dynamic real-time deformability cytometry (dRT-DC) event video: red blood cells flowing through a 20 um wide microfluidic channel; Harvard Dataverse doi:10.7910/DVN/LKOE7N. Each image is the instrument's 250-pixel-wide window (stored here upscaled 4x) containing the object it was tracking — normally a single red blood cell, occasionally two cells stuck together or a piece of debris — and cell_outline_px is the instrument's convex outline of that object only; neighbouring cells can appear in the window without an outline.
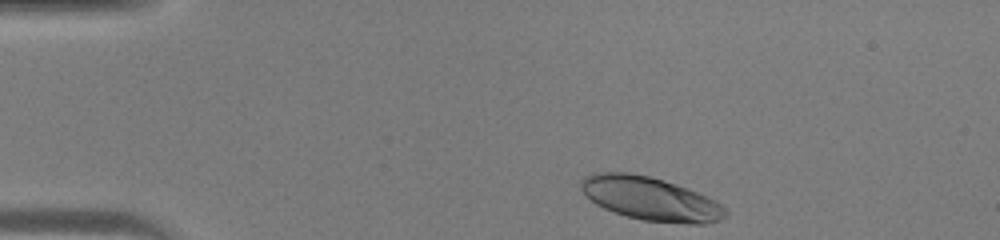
{"species": "human", "species_latin": "Homo sapiens", "temperature_condition": "warm", "stored_images_in_passage": 33, "camera_frame_rate_fps": 3000, "um_per_image_px": 0.085, "donor": {"sex": "male"}, "frame": {"image": 1, "passage_image": 1, "time_ms": 0.0, "image_size_px": [1000, 240], "cell_outline_px": [[728, 216], [720, 220], [704, 224], [688, 224], [640, 220], [604, 208], [596, 204], [580, 188], [580, 180], [584, 176], [592, 172], [632, 172], [652, 176], [688, 188], [708, 196], [716, 200], [728, 212]], "centroid_in_image_um": [55.31, 16.87], "position_along_channel_um": 29.7, "area_um2": 36.93}}
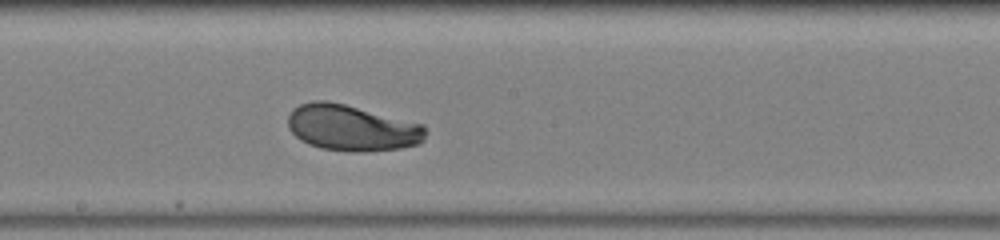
{"frame": {"image": 2, "passage_image": 18, "time_ms": 5.667, "image_size_px": [1000, 240], "cell_outline_px": [[424, 140], [420, 144], [400, 148], [364, 152], [352, 152], [320, 148], [308, 144], [300, 140], [288, 128], [288, 116], [292, 108], [300, 104], [312, 100], [328, 100], [424, 124]], "centroid_in_image_um": [29.87, 10.87], "position_along_channel_um": 218.3, "area_um2": 37.11}}
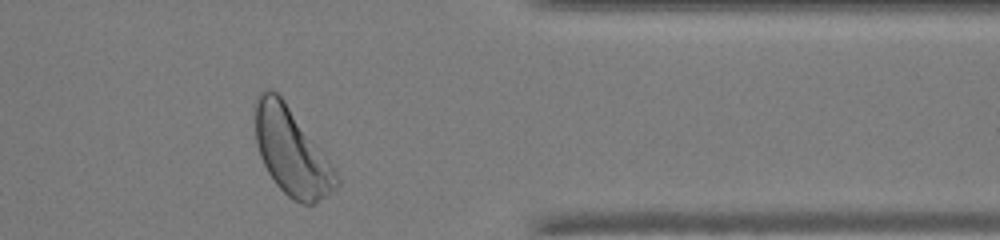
{"frame": {"image": 3, "passage_image": 30, "time_ms": 9.667, "image_size_px": [1000, 240], "cell_outline_px": [[340, 184], [324, 196], [312, 204], [300, 204], [292, 200], [276, 184], [268, 172], [260, 156], [256, 144], [256, 100], [260, 92], [268, 88], [272, 88], [284, 100], [324, 152], [336, 172], [340, 180]], "centroid_in_image_um": [24.78, 12.89], "position_along_channel_um": 386.6, "area_um2": 40.75}}